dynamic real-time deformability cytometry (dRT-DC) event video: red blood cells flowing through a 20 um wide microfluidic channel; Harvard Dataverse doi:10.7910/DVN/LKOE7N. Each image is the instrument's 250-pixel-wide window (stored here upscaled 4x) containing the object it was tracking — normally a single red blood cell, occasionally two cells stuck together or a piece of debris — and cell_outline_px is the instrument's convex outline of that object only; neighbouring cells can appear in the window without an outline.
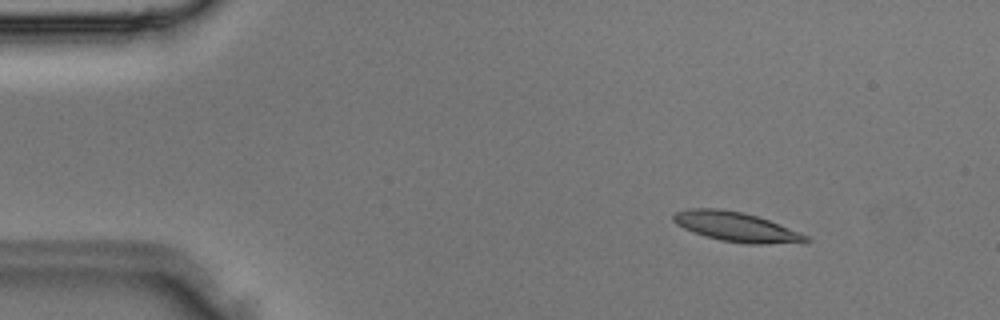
{"species": "Egyptian fruit bat (a non-hibernating species)", "species_latin": "Rousettus aegyptiacus", "temperature_condition": "room temperature", "stored_images_in_passage": 4, "camera_frame_rate_fps": 3000, "um_per_image_px": 0.085, "animal": {"sex": "male"}, "frame": {"image": 1, "passage_image": 2, "time_ms": 0.333, "image_size_px": [1000, 320], "cell_outline_px": [[812, 240], [764, 244], [748, 244], [720, 240], [704, 236], [684, 228], [676, 224], [672, 220], [672, 216], [676, 212], [688, 208], [720, 208], [744, 212], [768, 220], [808, 236]], "centroid_in_image_um": [62.48, 19.26], "position_along_channel_um": 22.5, "area_um2": 22.48}}